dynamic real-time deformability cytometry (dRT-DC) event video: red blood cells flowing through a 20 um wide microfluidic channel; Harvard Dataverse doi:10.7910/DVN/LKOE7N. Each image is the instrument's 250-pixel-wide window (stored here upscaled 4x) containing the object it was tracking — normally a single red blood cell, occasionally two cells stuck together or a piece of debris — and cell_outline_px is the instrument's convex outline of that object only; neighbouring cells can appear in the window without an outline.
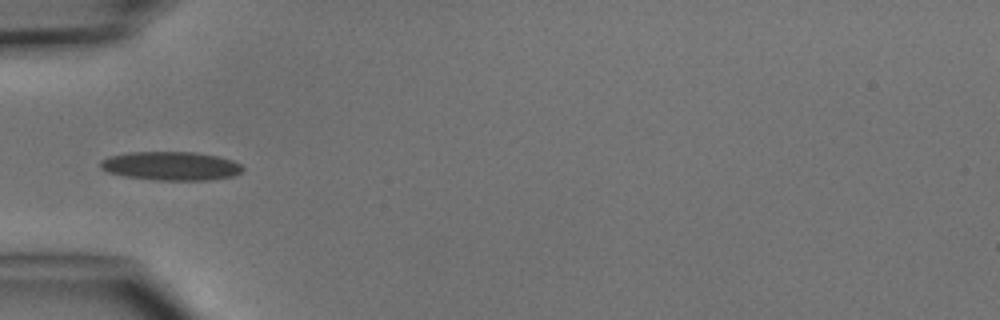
{"species": "common noctule bat (a hibernating species)", "species_latin": "Nyctalus noctula", "temperature_condition": "cold", "stored_images_in_passage": 5, "camera_frame_rate_fps": 3000, "um_per_image_px": 0.085, "animal": {"sex": "male", "body_mass_g": 15.6}, "frame": {"image": 1, "passage_image": 3, "time_ms": 3.333, "image_size_px": [1000, 320], "cell_outline_px": [[244, 168], [240, 172], [232, 176], [208, 180], [156, 180], [124, 176], [108, 172], [100, 168], [100, 160], [108, 156], [128, 152], [196, 152], [216, 156], [232, 160], [240, 164]], "centroid_in_image_um": [14.49, 14.1], "position_along_channel_um": 70.5, "area_um2": 23.81}}
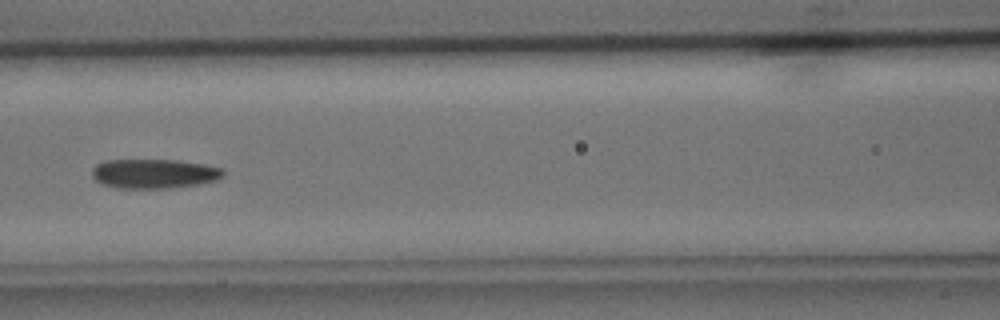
{"frame": {"image": 2, "passage_image": 5, "time_ms": 5.333, "image_size_px": [1000, 320], "cell_outline_px": [[224, 176], [216, 180], [200, 184], [168, 188], [116, 188], [104, 184], [96, 180], [92, 176], [92, 168], [96, 164], [104, 160], [176, 160], [204, 164], [224, 168]], "centroid_in_image_um": [13.11, 14.76], "position_along_channel_um": 153.5, "area_um2": 22.6}}